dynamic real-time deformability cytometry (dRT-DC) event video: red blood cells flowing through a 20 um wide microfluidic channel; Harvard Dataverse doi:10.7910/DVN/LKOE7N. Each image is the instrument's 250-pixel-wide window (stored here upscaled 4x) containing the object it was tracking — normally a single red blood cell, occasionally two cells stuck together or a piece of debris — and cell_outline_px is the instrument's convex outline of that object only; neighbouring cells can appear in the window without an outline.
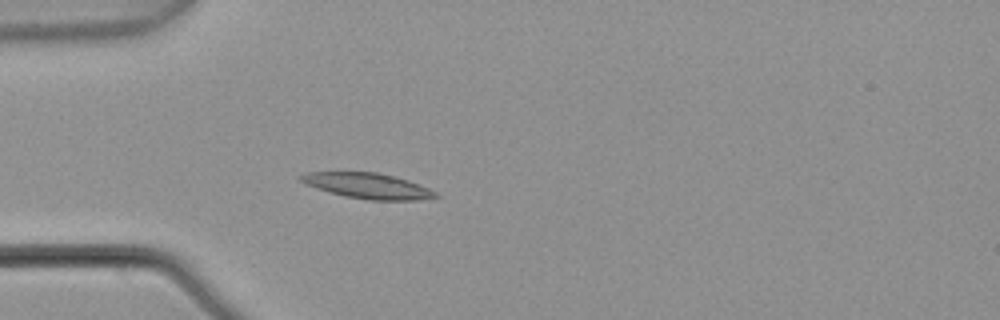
{"species": "common noctule bat (a hibernating species)", "species_latin": "Nyctalus noctula", "temperature_condition": "warm", "stored_images_in_passage": 3, "camera_frame_rate_fps": 3000, "um_per_image_px": 0.085, "animal": {"sex": "male", "body_mass_g": 21.5, "forearm_length_mm": 52.0}, "frame": {"image": 1, "passage_image": 3, "time_ms": 0.667, "image_size_px": [1000, 320], "cell_outline_px": [[440, 196], [416, 200], [368, 200], [344, 196], [316, 188], [300, 180], [296, 176], [304, 172], [376, 172], [408, 180], [420, 184], [436, 192]], "centroid_in_image_um": [31.23, 15.79], "position_along_channel_um": 53.8, "area_um2": 19.94}}